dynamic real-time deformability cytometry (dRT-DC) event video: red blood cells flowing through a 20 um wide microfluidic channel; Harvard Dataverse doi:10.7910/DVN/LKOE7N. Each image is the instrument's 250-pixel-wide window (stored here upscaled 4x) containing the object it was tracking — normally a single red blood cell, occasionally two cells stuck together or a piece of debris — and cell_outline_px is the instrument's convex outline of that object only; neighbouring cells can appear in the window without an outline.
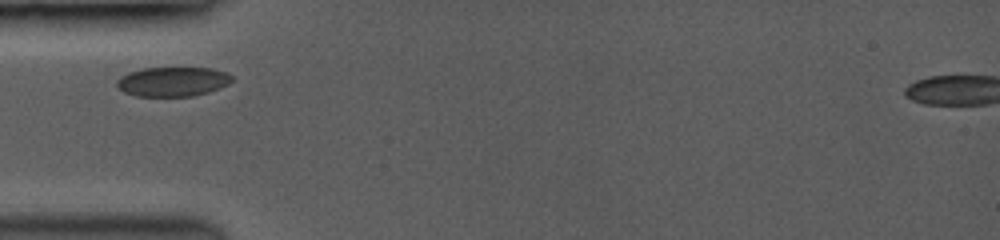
{"species": "common noctule bat (a hibernating species)", "species_latin": "Nyctalus noctula", "temperature_condition": "room temperature", "stored_images_in_passage": 33, "camera_frame_rate_fps": 3500, "um_per_image_px": 0.085, "animal": {"sex": "female", "body_mass_g": 19.0, "forearm_length_mm": 53.3}, "frame": {"image": 1, "passage_image": 1, "time_ms": 0.0, "image_size_px": [1000, 240], "cell_outline_px": [[232, 80], [228, 84], [208, 92], [192, 96], [136, 96], [124, 92], [116, 84], [116, 80], [120, 76], [128, 72], [144, 68], [212, 68], [224, 72], [232, 76]], "centroid_in_image_um": [14.65, 6.93], "position_along_channel_um": 70.4, "area_um2": 19.65}}
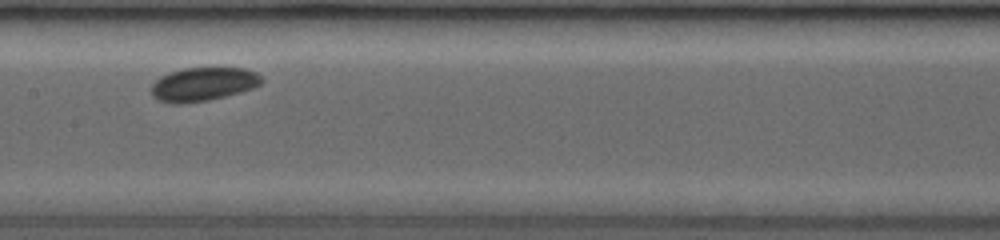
{"frame": {"image": 2, "passage_image": 12, "time_ms": 3.143, "image_size_px": [1000, 240], "cell_outline_px": [[264, 80], [260, 84], [252, 88], [224, 96], [204, 100], [160, 100], [152, 92], [152, 84], [160, 76], [184, 68], [244, 68], [256, 72]], "centroid_in_image_um": [17.36, 7.09], "position_along_channel_um": 190.0, "area_um2": 20.4}}
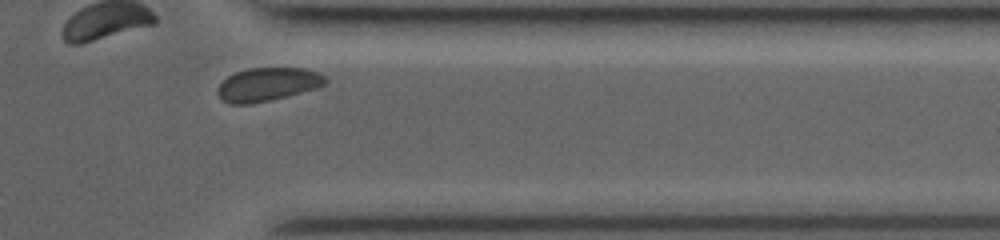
{"frame": {"image": 3, "passage_image": 30, "time_ms": 8.286, "image_size_px": [1000, 240], "cell_outline_px": [[328, 80], [324, 84], [316, 88], [288, 96], [272, 100], [252, 104], [232, 104], [224, 100], [216, 92], [220, 84], [228, 76], [236, 72], [248, 68], [300, 68], [316, 72], [324, 76]], "centroid_in_image_um": [22.74, 7.18], "position_along_channel_um": 388.7, "area_um2": 20.81}}